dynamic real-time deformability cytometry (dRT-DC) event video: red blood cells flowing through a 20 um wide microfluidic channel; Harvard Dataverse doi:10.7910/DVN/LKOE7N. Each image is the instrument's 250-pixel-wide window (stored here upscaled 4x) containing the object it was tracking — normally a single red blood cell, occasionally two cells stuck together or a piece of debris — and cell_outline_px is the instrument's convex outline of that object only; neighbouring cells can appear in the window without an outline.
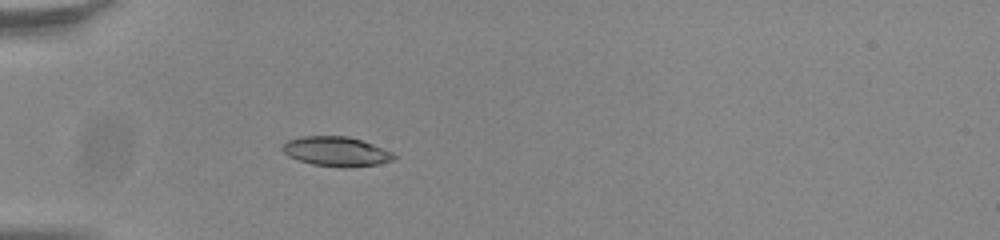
{"species": "common noctule bat (a hibernating species)", "species_latin": "Nyctalus noctula", "temperature_condition": "room temperature", "stored_images_in_passage": 39, "camera_frame_rate_fps": 3000, "um_per_image_px": 0.085, "animal": {"sex": "male", "body_mass_g": 20.0, "forearm_length_mm": 53.3}, "frame": {"image": 1, "passage_image": 2, "time_ms": 0.333, "image_size_px": [1000, 240], "cell_outline_px": [[396, 156], [392, 160], [376, 164], [352, 168], [344, 168], [312, 164], [288, 156], [280, 148], [288, 140], [300, 136], [348, 136], [372, 144], [392, 152]], "centroid_in_image_um": [28.56, 12.88], "position_along_channel_um": 56.4, "area_um2": 19.13}}
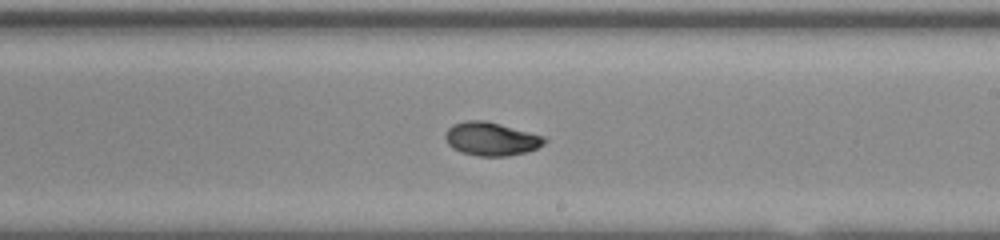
{"frame": {"image": 2, "passage_image": 18, "time_ms": 5.667, "image_size_px": [1000, 240], "cell_outline_px": [[548, 140], [544, 144], [536, 148], [524, 152], [508, 156], [476, 156], [460, 152], [452, 148], [448, 144], [444, 136], [448, 128], [452, 124], [468, 120], [484, 120], [500, 124], [544, 136]], "centroid_in_image_um": [41.72, 11.81], "position_along_channel_um": 247.3, "area_um2": 19.31}}
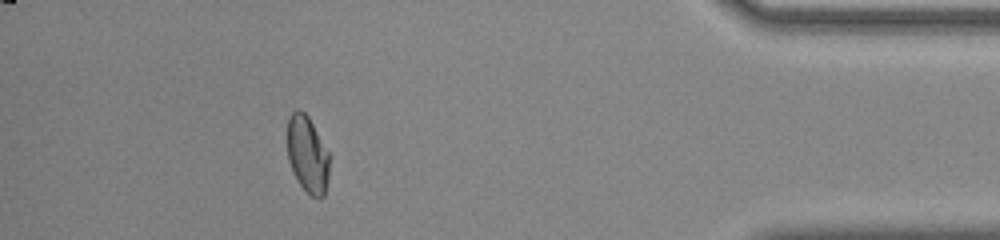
{"frame": {"image": 3, "passage_image": 34, "time_ms": 11.0, "image_size_px": [1000, 240], "cell_outline_px": [[328, 180], [324, 196], [320, 200], [312, 196], [300, 184], [288, 160], [288, 116], [296, 108], [300, 108], [308, 116], [328, 152]], "centroid_in_image_um": [26.13, 13.11], "position_along_channel_um": 409.1, "area_um2": 18.55}, "authors_computed_cell_mechanics": {"area_um2": 19.2474, "velocity_mm_per_s": 3.8254, "shape_relaxation_time_tau1_ms": 4.7086, "shape_relaxation_time_tau2_ms": 2.0482, "deformation_change_tau1": 0.1601, "deformation_change_tau2": 0.0459}}